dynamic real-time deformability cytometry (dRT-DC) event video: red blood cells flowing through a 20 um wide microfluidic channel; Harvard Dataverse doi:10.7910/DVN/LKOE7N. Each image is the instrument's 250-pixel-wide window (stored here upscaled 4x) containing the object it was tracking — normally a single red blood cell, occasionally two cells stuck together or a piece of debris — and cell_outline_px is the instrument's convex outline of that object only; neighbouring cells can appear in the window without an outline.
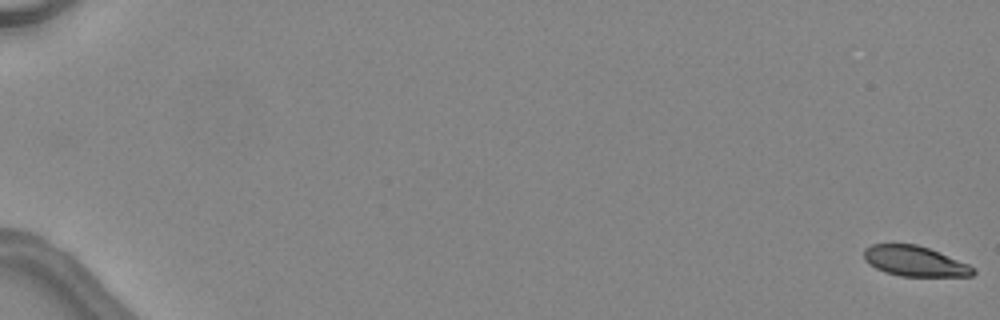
{"species": "common noctule bat (a hibernating species)", "species_latin": "Nyctalus noctula", "temperature_condition": "warm", "stored_images_in_passage": 49, "camera_frame_rate_fps": 3000, "um_per_image_px": 0.085, "animal": {"sex": "female", "body_mass_g": 24.6, "forearm_length_mm": 56.2}, "frame": {"image": 1, "passage_image": 1, "time_ms": 0.0, "image_size_px": [1000, 320], "cell_outline_px": [[976, 272], [972, 276], [900, 276], [884, 272], [876, 268], [864, 260], [864, 248], [872, 244], [916, 244], [940, 252], [968, 264], [976, 268]], "centroid_in_image_um": [77.76, 22.2], "position_along_channel_um": 7.2, "area_um2": 19.31}}
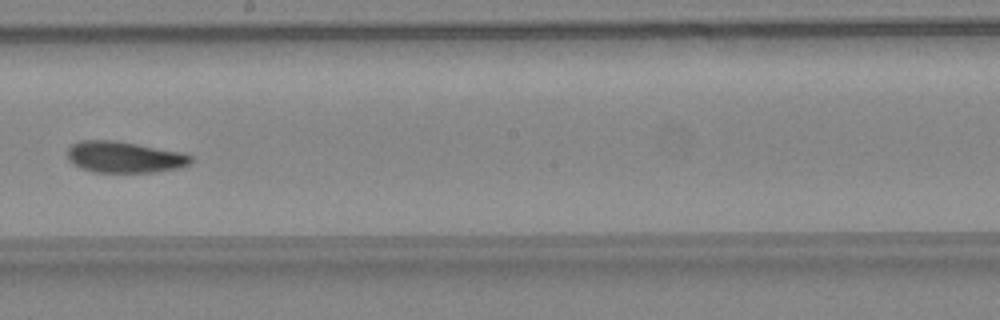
{"frame": {"image": 2, "passage_image": 31, "time_ms": 10.0, "image_size_px": [1000, 320], "cell_outline_px": [[192, 164], [180, 168], [152, 172], [92, 172], [80, 168], [72, 164], [68, 160], [68, 148], [72, 144], [80, 140], [116, 140], [180, 152], [192, 156]], "centroid_in_image_um": [10.55, 13.35], "position_along_channel_um": 237.6, "area_um2": 22.66}}
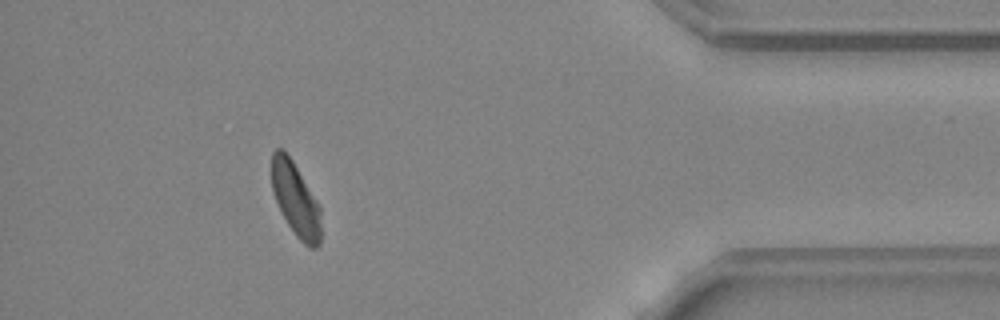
{"frame": {"image": 3, "passage_image": 45, "time_ms": 14.667, "image_size_px": [1000, 320], "cell_outline_px": [[320, 244], [316, 248], [308, 248], [296, 236], [280, 212], [272, 188], [272, 152], [276, 148], [284, 148], [292, 160], [320, 204]], "centroid_in_image_um": [25.13, 16.95], "position_along_channel_um": 410.1, "area_um2": 21.27}, "authors_computed_cell_mechanics": {"area_um2": 22.0796, "velocity_mm_per_s": 4.5233, "shape_relaxation_time_tau1_ms": 5.7763, "shape_relaxation_time_tau2_ms": 5.3232, "deformation_change_tau1": 0.1617, "deformation_change_tau2": 0.1243}}